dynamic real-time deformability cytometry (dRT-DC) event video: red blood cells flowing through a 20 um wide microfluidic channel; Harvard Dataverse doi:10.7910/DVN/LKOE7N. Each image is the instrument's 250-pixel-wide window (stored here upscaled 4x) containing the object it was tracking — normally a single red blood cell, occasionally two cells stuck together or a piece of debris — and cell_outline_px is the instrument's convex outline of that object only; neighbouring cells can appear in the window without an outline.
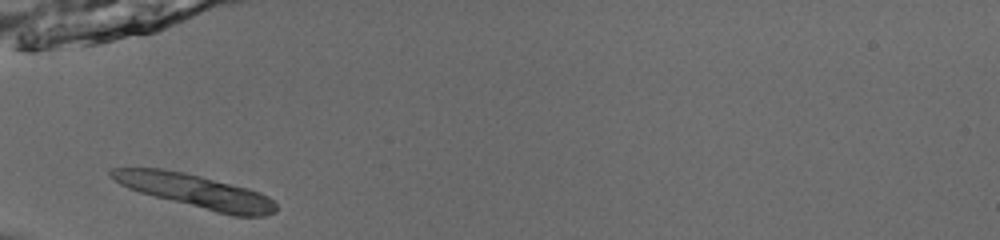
{"species": "common noctule bat (a hibernating species)", "species_latin": "Nyctalus noctula", "temperature_condition": "room temperature", "stored_images_in_passage": 34, "camera_frame_rate_fps": 3000, "um_per_image_px": 0.085, "animal": {"sex": "male", "body_mass_g": 13.0, "forearm_length_mm": 53.1}, "frame": {"image": 1, "passage_image": 1, "time_ms": 0.0, "image_size_px": [1000, 240], "cell_outline_px": [[276, 212], [264, 216], [232, 216], [216, 212], [140, 192], [128, 188], [112, 180], [108, 176], [108, 168], [160, 168], [184, 172], [248, 188], [260, 192], [268, 196], [276, 204]], "centroid_in_image_um": [16.59, 16.24], "position_along_channel_um": 68.4, "area_um2": 31.96}}